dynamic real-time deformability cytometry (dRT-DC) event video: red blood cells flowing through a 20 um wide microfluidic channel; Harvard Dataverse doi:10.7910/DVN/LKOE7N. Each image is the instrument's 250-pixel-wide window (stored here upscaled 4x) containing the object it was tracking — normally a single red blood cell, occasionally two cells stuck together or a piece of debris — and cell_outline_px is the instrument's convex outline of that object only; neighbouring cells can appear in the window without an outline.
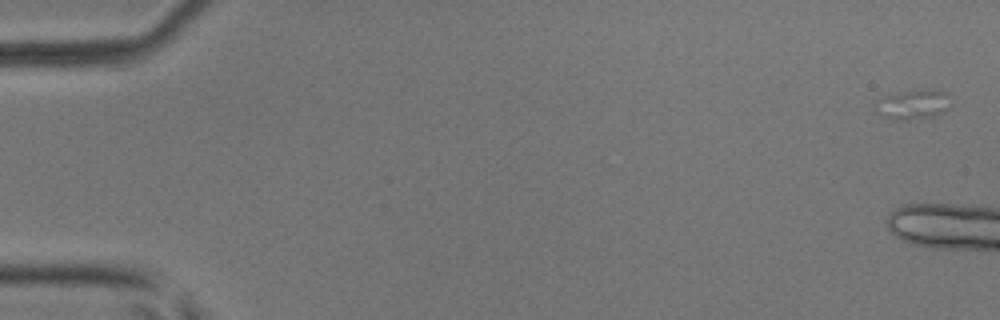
{"species": "common noctule bat (a hibernating species)", "species_latin": "Nyctalus noctula", "temperature_condition": "room temperature", "stored_images_in_passage": 6, "camera_frame_rate_fps": 3000, "um_per_image_px": 0.085, "animal": {"sex": "male", "body_mass_g": 17.9, "forearm_length_mm": 54.2}, "frame": {"image": 1, "passage_image": 1, "time_ms": 0.0, "image_size_px": [1000, 320], "cell_outline_px": [[948, 108], [944, 112], [932, 116], [908, 120], [892, 120], [876, 112], [872, 104], [888, 96], [900, 92], [944, 92]], "centroid_in_image_um": [77.49, 8.96], "position_along_channel_um": 7.5, "area_um2": 12.08}}